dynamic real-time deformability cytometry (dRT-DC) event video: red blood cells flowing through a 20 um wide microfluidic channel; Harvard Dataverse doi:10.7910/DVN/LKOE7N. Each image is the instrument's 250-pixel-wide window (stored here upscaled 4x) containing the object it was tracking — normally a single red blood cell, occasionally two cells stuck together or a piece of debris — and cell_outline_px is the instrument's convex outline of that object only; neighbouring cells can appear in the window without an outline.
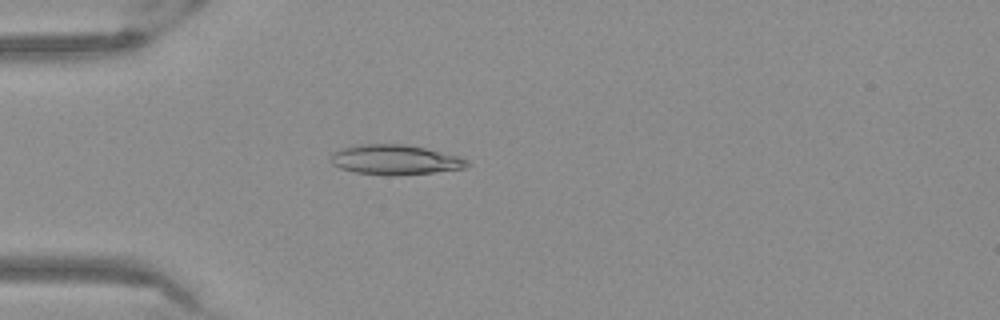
{"species": "Egyptian fruit bat (a non-hibernating species)", "species_latin": "Rousettus aegyptiacus", "temperature_condition": "warm", "stored_images_in_passage": 47, "camera_frame_rate_fps": 3000, "um_per_image_px": 0.085, "frame": {"image": 1, "passage_image": 10, "time_ms": 3.0, "image_size_px": [1000, 320], "cell_outline_px": [[472, 164], [464, 168], [432, 172], [392, 176], [356, 172], [340, 168], [332, 164], [332, 152], [340, 148], [360, 144], [404, 144], [424, 148], [456, 156], [468, 160]], "centroid_in_image_um": [33.56, 13.58], "position_along_channel_um": 51.4, "area_um2": 23.52}}
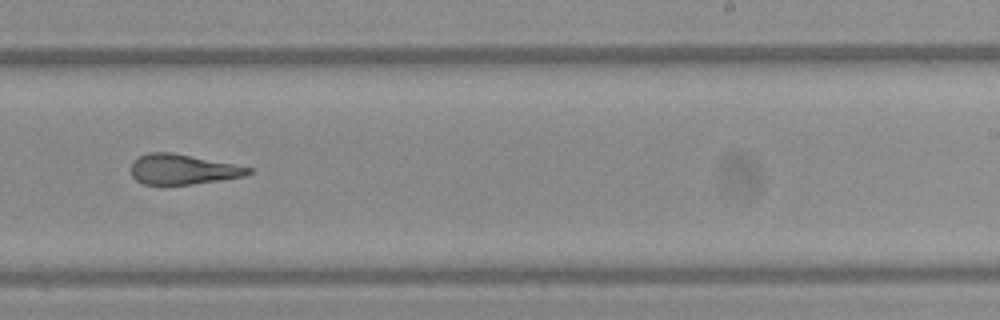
{"frame": {"image": 2, "passage_image": 28, "time_ms": 9.0, "image_size_px": [1000, 320], "cell_outline_px": [[252, 172], [244, 176], [220, 180], [192, 184], [144, 184], [136, 180], [132, 176], [132, 160], [148, 152], [172, 152], [252, 168]], "centroid_in_image_um": [15.5, 14.39], "position_along_channel_um": 273.5, "area_um2": 20.35}}
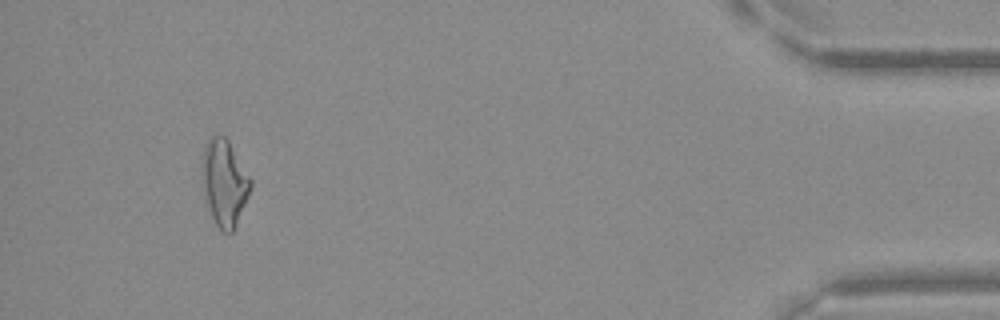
{"frame": {"image": 3, "passage_image": 44, "time_ms": 14.333, "image_size_px": [1000, 320], "cell_outline_px": [[252, 188], [232, 232], [224, 232], [216, 224], [208, 208], [204, 196], [200, 180], [200, 160], [204, 144], [212, 136], [224, 136], [228, 140], [252, 180]], "centroid_in_image_um": [19.02, 15.49], "position_along_channel_um": 416.2, "area_um2": 24.68}}